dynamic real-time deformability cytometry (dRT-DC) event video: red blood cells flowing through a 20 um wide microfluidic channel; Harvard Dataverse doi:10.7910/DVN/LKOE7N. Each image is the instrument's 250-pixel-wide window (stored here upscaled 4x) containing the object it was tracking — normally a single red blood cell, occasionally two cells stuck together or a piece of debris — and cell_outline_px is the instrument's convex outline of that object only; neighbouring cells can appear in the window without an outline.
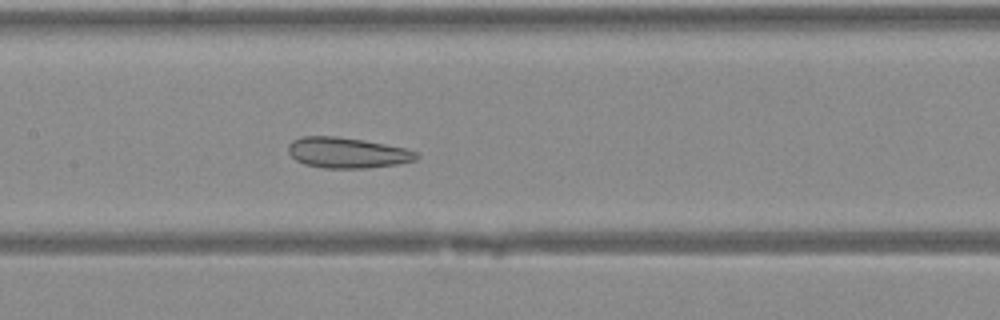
{"species": "Egyptian fruit bat (a non-hibernating species)", "species_latin": "Rousettus aegyptiacus", "temperature_condition": "warm", "stored_images_in_passage": 41, "camera_frame_rate_fps": 3000, "um_per_image_px": 0.085, "animal": {"sex": "female"}, "frame": {"image": 1, "passage_image": 19, "time_ms": 6.0, "image_size_px": [1000, 320], "cell_outline_px": [[420, 156], [416, 160], [396, 164], [368, 168], [324, 168], [304, 164], [296, 160], [288, 152], [288, 144], [292, 140], [300, 136], [336, 136], [364, 140], [404, 148], [416, 152]], "centroid_in_image_um": [29.48, 12.98], "position_along_channel_um": 177.9, "area_um2": 22.89}}
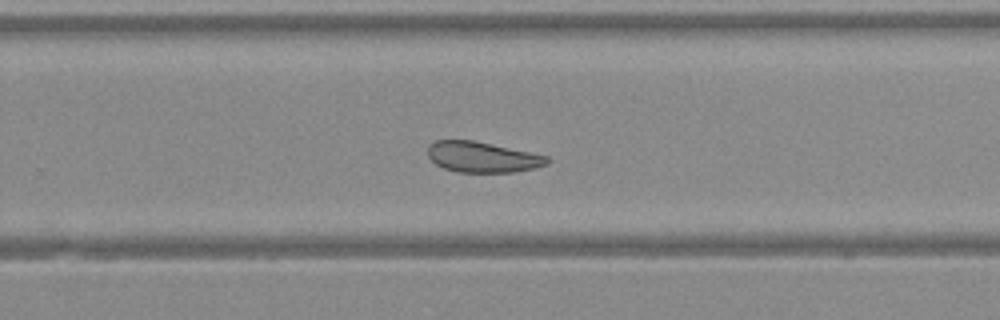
{"frame": {"image": 2, "passage_image": 26, "time_ms": 8.333, "image_size_px": [1000, 320], "cell_outline_px": [[552, 160], [548, 164], [532, 168], [512, 172], [456, 172], [444, 168], [436, 164], [428, 156], [428, 144], [436, 140], [472, 140], [492, 144], [548, 156]], "centroid_in_image_um": [40.99, 13.35], "position_along_channel_um": 288.8, "area_um2": 21.21}}
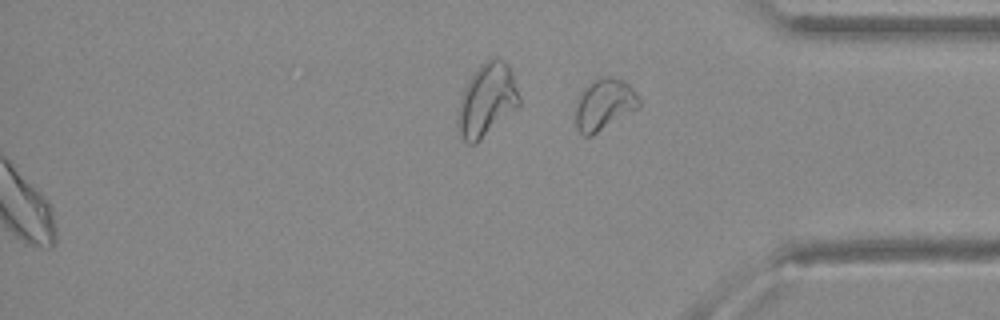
{"frame": {"image": 3, "passage_image": 41, "time_ms": 13.333, "image_size_px": [1000, 320], "cell_outline_px": [[640, 108], [592, 136], [584, 136], [576, 128], [576, 108], [580, 92], [592, 80], [604, 76], [608, 76], [624, 80], [636, 92], [640, 100]], "centroid_in_image_um": [51.38, 8.88], "position_along_channel_um": 383.8, "area_um2": 19.25}}